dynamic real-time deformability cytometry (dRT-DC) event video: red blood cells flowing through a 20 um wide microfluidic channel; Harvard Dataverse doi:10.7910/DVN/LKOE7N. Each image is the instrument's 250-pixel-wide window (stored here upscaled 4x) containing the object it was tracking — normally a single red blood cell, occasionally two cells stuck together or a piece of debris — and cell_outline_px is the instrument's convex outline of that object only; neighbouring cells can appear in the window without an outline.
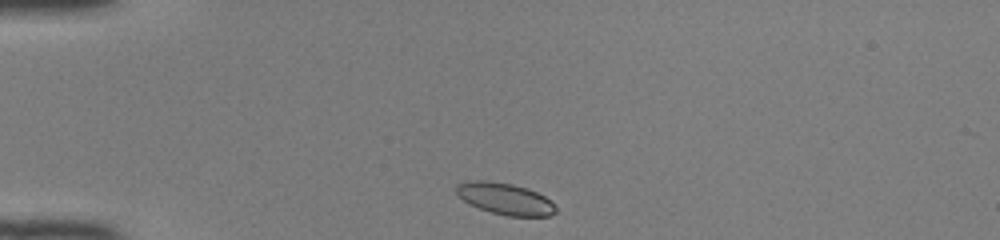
{"species": "common noctule bat (a hibernating species)", "species_latin": "Nyctalus noctula", "temperature_condition": "room temperature", "stored_images_in_passage": 38, "camera_frame_rate_fps": 3000, "um_per_image_px": 0.085, "animal": {"sex": "female", "body_mass_g": 22.0, "forearm_length_mm": 56.7}, "frame": {"image": 1, "passage_image": 1, "time_ms": 0.0, "image_size_px": [1000, 240], "cell_outline_px": [[556, 212], [548, 216], [508, 216], [492, 212], [480, 208], [464, 200], [456, 192], [456, 184], [468, 180], [484, 180], [512, 184], [528, 188], [544, 196], [556, 208]], "centroid_in_image_um": [42.92, 16.88], "position_along_channel_um": 42.1, "area_um2": 18.03}}
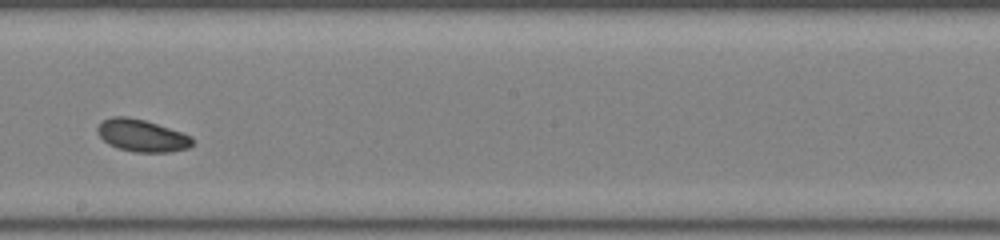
{"frame": {"image": 2, "passage_image": 18, "time_ms": 5.667, "image_size_px": [1000, 240], "cell_outline_px": [[192, 144], [188, 148], [172, 152], [132, 152], [116, 148], [108, 144], [96, 132], [96, 128], [104, 120], [112, 116], [124, 116], [144, 120], [192, 136]], "centroid_in_image_um": [12.03, 11.54], "position_along_channel_um": 236.2, "area_um2": 17.74}}
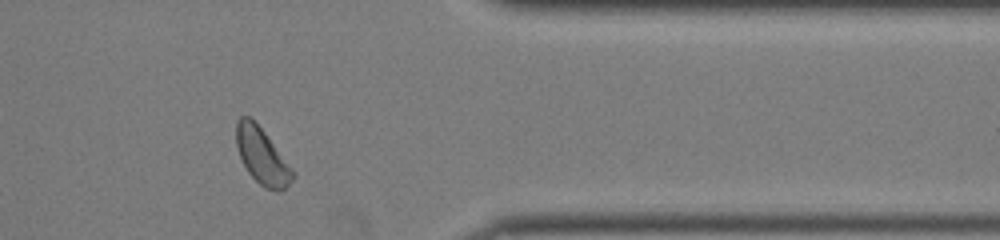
{"frame": {"image": 3, "passage_image": 30, "time_ms": 9.667, "image_size_px": [1000, 240], "cell_outline_px": [[296, 176], [280, 192], [276, 192], [264, 188], [248, 172], [240, 156], [236, 144], [236, 120], [240, 116], [248, 116], [264, 132], [296, 172]], "centroid_in_image_um": [22.29, 13.3], "position_along_channel_um": 389.1, "area_um2": 18.32}, "authors_computed_cell_mechanics": {"area_um2": 18.0336, "velocity_mm_per_s": 4.0826, "shape_relaxation_time_tau1_ms": 5.019, "shape_relaxation_time_tau2_ms": null, "deformation_change_tau1": 0.0972, "deformation_change_tau2": null}}